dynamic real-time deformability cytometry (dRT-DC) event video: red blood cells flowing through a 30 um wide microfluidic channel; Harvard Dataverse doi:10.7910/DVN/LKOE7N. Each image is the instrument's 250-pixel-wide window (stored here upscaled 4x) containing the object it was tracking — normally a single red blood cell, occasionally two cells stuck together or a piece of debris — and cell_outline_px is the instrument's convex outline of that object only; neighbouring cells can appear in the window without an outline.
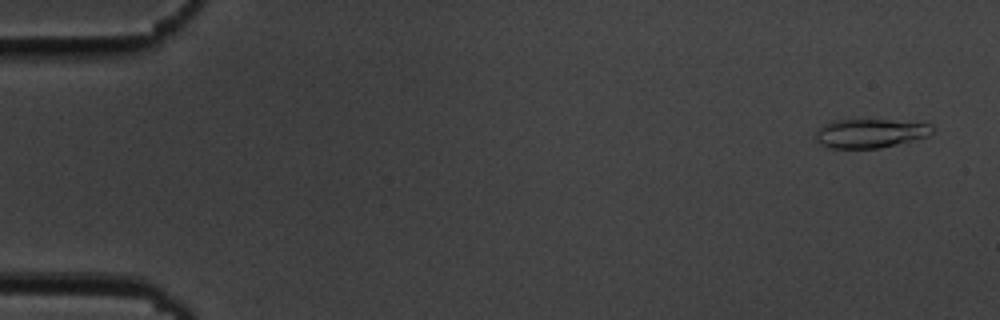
{"species": "common noctule bat (a hibernating species)", "species_latin": "Nyctalus noctula", "temperature_condition": "cold", "stored_images_in_passage": 55, "camera_frame_rate_fps": 3000, "um_per_image_px": 0.085, "animal": {"sex": "male", "body_mass_g": 19.5, "forearm_length_mm": 54.6}, "frame": {"image": 1, "passage_image": 3, "time_ms": 0.667, "image_size_px": [1000, 320], "cell_outline_px": [[932, 132], [928, 136], [880, 148], [828, 148], [820, 144], [816, 140], [816, 132], [824, 124], [832, 120], [888, 120], [928, 124], [932, 128]], "centroid_in_image_um": [73.9, 11.34], "position_along_channel_um": 11.1, "area_um2": 19.36}}
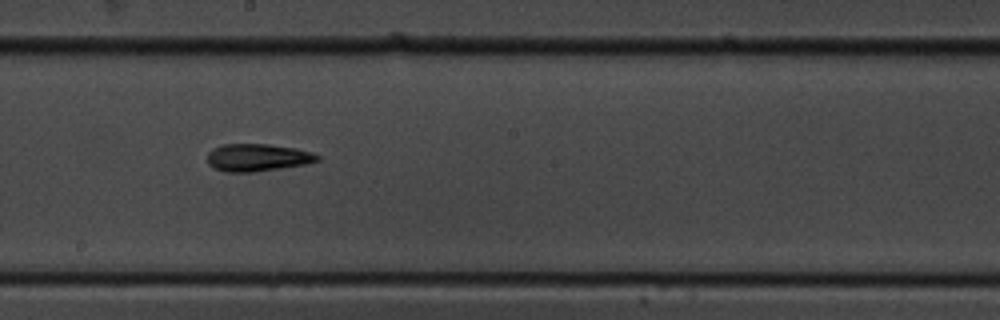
{"frame": {"image": 2, "passage_image": 31, "time_ms": 10.0, "image_size_px": [1000, 320], "cell_outline_px": [[320, 160], [304, 164], [280, 168], [252, 172], [224, 172], [208, 164], [208, 152], [224, 144], [268, 144], [296, 148], [312, 152], [320, 156]], "centroid_in_image_um": [21.9, 13.39], "position_along_channel_um": 226.3, "area_um2": 17.46}}
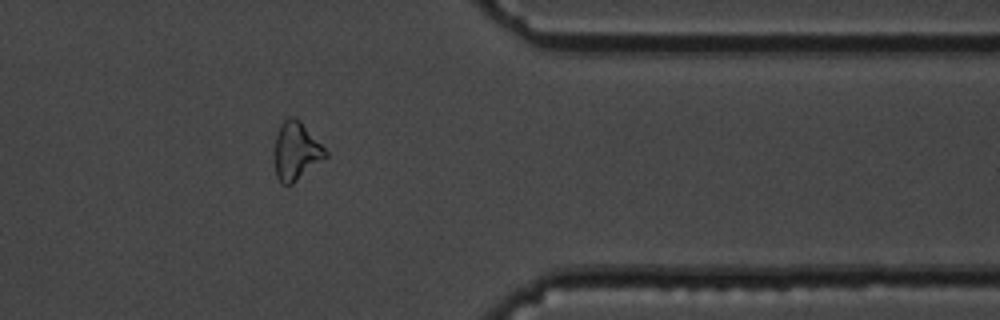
{"frame": {"image": 3, "passage_image": 45, "time_ms": 14.667, "image_size_px": [1000, 320], "cell_outline_px": [[328, 156], [292, 184], [280, 184], [276, 176], [276, 136], [280, 124], [288, 116], [296, 116], [300, 120], [328, 152]], "centroid_in_image_um": [25.18, 12.82], "position_along_channel_um": 386.2, "area_um2": 17.05}, "authors_computed_cell_mechanics": {"area_um2": 17.6868, "velocity_mm_per_s": 3.7037, "shape_relaxation_time_tau1_ms": 5.7947, "shape_relaxation_time_tau2_ms": 7.3651, "deformation_change_tau1": 0.1435, "deformation_change_tau2": 0.1856}}